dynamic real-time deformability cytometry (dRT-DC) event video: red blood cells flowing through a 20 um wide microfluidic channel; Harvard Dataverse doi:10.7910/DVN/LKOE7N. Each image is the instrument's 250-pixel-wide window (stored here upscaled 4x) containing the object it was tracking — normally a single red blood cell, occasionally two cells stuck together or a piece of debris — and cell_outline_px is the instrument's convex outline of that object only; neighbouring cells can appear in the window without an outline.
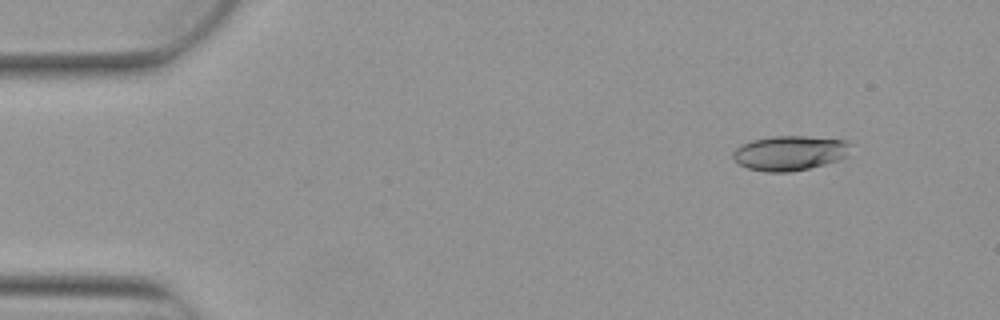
{"species": "Egyptian fruit bat (a non-hibernating species)", "species_latin": "Rousettus aegyptiacus", "temperature_condition": "warm", "stored_images_in_passage": 5, "camera_frame_rate_fps": 3000, "um_per_image_px": 0.085, "animal": {"sex": "female"}, "frame": {"image": 1, "passage_image": 2, "time_ms": 0.333, "image_size_px": [1000, 320], "cell_outline_px": [[848, 156], [840, 160], [792, 172], [764, 172], [748, 168], [740, 164], [732, 156], [732, 152], [740, 144], [752, 140], [772, 136], [808, 136], [848, 140]], "centroid_in_image_um": [67.12, 13.0], "position_along_channel_um": 17.9, "area_um2": 23.93}}